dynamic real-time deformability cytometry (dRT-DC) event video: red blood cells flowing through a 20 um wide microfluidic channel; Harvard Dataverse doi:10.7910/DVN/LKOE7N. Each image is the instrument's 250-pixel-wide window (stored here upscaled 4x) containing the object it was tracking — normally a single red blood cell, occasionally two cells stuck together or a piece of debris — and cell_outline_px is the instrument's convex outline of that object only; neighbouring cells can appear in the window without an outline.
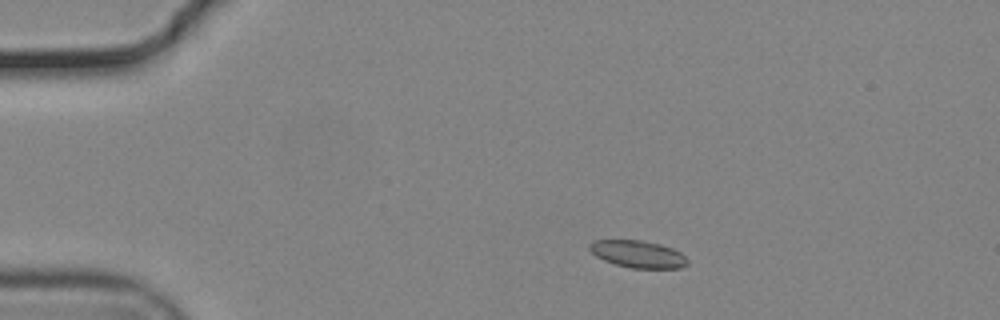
{"species": "common noctule bat (a hibernating species)", "species_latin": "Nyctalus noctula", "temperature_condition": "cold", "stored_images_in_passage": 46, "camera_frame_rate_fps": 3000, "um_per_image_px": 0.085, "animal": {"sex": "male", "body_mass_g": 19.2, "forearm_length_mm": 51.8}, "frame": {"image": 1, "passage_image": 1, "time_ms": 0.0, "image_size_px": [1000, 320], "cell_outline_px": [[688, 264], [680, 268], [632, 268], [616, 264], [604, 260], [596, 256], [588, 248], [588, 244], [592, 240], [640, 240], [660, 244], [672, 248], [680, 252], [688, 260]], "centroid_in_image_um": [54.21, 21.59], "position_along_channel_um": 30.8, "area_um2": 15.49}}
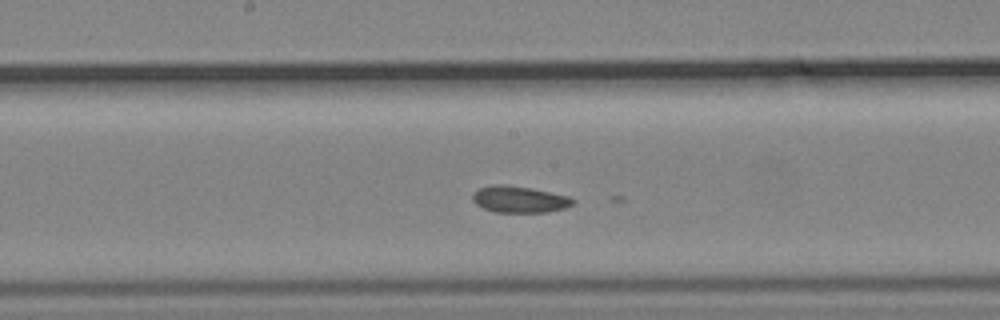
{"frame": {"image": 2, "passage_image": 20, "time_ms": 6.333, "image_size_px": [1000, 320], "cell_outline_px": [[576, 200], [572, 204], [564, 208], [544, 212], [496, 212], [484, 208], [476, 204], [472, 200], [472, 196], [480, 188], [492, 184], [504, 184], [532, 188], [568, 196]], "centroid_in_image_um": [44.14, 16.93], "position_along_channel_um": 204.1, "area_um2": 15.37}}
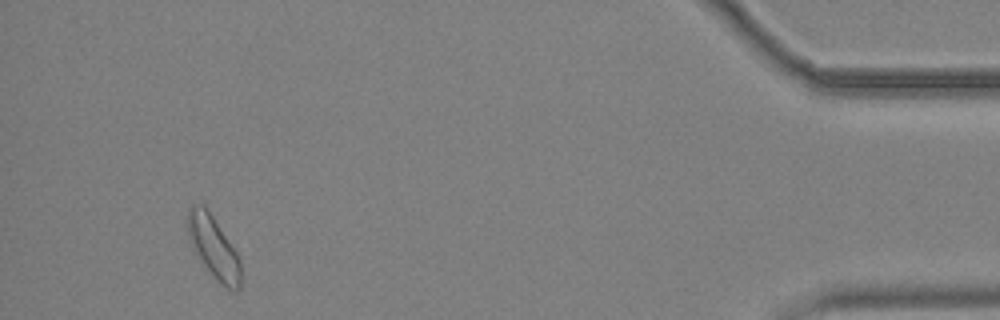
{"frame": {"image": 3, "passage_image": 43, "time_ms": 14.0, "image_size_px": [1000, 320], "cell_outline_px": [[240, 288], [236, 292], [220, 284], [204, 268], [192, 248], [188, 236], [188, 208], [192, 204], [204, 204], [236, 252], [240, 260]], "centroid_in_image_um": [18.13, 21.05], "position_along_channel_um": 417.1, "area_um2": 19.19}}